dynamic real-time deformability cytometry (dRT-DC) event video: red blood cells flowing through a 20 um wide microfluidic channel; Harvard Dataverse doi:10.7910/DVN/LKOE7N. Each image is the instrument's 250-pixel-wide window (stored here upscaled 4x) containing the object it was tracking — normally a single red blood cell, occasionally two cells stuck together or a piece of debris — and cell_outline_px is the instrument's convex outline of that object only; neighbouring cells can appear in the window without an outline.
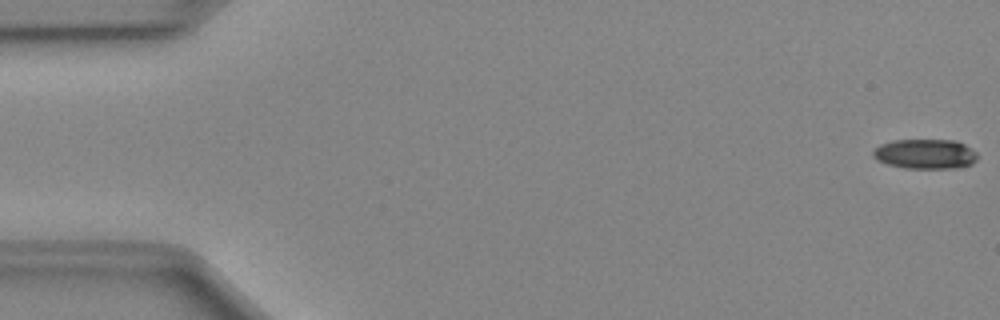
{"species": "Egyptian fruit bat (a non-hibernating species)", "species_latin": "Rousettus aegyptiacus", "temperature_condition": "cold", "stored_images_in_passage": 50, "camera_frame_rate_fps": 3000, "um_per_image_px": 0.085, "animal": {"sex": "female"}, "frame": {"image": 1, "passage_image": 1, "time_ms": 0.0, "image_size_px": [1000, 320], "cell_outline_px": [[976, 160], [972, 164], [952, 168], [904, 168], [888, 164], [876, 160], [872, 156], [872, 152], [880, 144], [892, 140], [956, 140], [972, 148], [976, 152]], "centroid_in_image_um": [78.63, 13.08], "position_along_channel_um": 6.4, "area_um2": 18.15}}
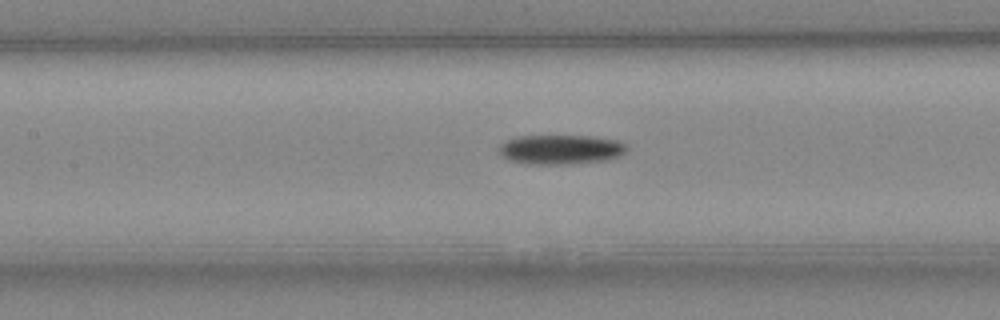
{"frame": {"image": 2, "passage_image": 23, "time_ms": 7.333, "image_size_px": [1000, 320], "cell_outline_px": [[628, 148], [620, 156], [604, 160], [568, 164], [532, 164], [508, 160], [500, 156], [496, 148], [500, 144], [516, 136], [592, 136], [616, 140], [624, 144]], "centroid_in_image_um": [47.59, 12.7], "position_along_channel_um": 159.8, "area_um2": 22.02}}
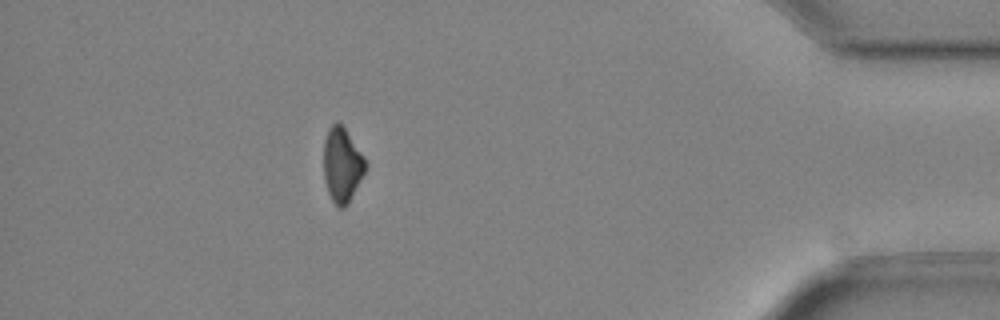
{"frame": {"image": 3, "passage_image": 45, "time_ms": 14.667, "image_size_px": [1000, 320], "cell_outline_px": [[368, 164], [348, 204], [344, 208], [340, 208], [332, 200], [328, 192], [324, 180], [324, 140], [328, 128], [336, 120], [344, 128], [364, 156]], "centroid_in_image_um": [29.07, 14.01], "position_along_channel_um": 406.1, "area_um2": 18.03}, "authors_computed_cell_mechanics": {"area_um2": 19.9121, "velocity_mm_per_s": 4.0417, "shape_relaxation_time_tau1_ms": 4.2741, "shape_relaxation_time_tau2_ms": null, "deformation_change_tau1": 0.1175, "deformation_change_tau2": null}}